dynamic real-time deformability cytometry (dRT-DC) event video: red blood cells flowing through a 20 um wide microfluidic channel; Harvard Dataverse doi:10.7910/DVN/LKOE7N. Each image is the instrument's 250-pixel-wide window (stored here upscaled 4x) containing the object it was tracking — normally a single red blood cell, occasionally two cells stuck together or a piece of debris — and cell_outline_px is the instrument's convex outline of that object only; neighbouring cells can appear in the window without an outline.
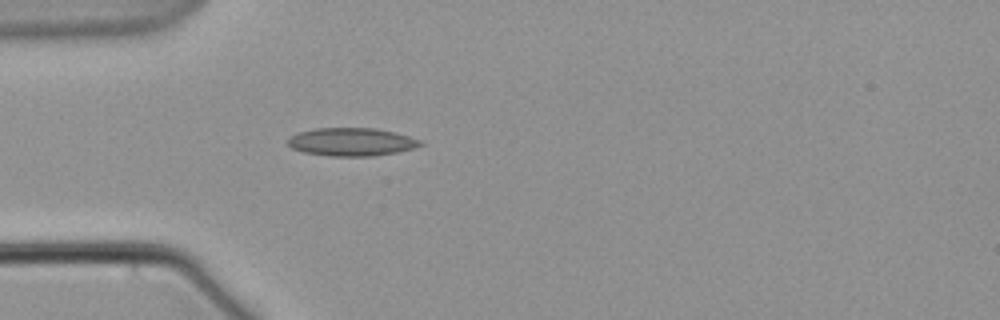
{"species": "common noctule bat (a hibernating species)", "species_latin": "Nyctalus noctula", "temperature_condition": "warm", "stored_images_in_passage": 1, "camera_frame_rate_fps": 3000, "um_per_image_px": 0.085, "animal": {"sex": "male", "body_mass_g": 21.5, "forearm_length_mm": 52.0}, "frame": {"image": 1, "passage_image": 1, "time_ms": 0.0, "image_size_px": [1000, 320], "cell_outline_px": [[424, 144], [412, 148], [396, 152], [372, 156], [332, 156], [304, 152], [292, 148], [288, 144], [288, 140], [296, 132], [316, 128], [376, 128], [396, 132], [424, 140]], "centroid_in_image_um": [29.92, 12.05], "position_along_channel_um": 55.1, "area_um2": 21.73}}